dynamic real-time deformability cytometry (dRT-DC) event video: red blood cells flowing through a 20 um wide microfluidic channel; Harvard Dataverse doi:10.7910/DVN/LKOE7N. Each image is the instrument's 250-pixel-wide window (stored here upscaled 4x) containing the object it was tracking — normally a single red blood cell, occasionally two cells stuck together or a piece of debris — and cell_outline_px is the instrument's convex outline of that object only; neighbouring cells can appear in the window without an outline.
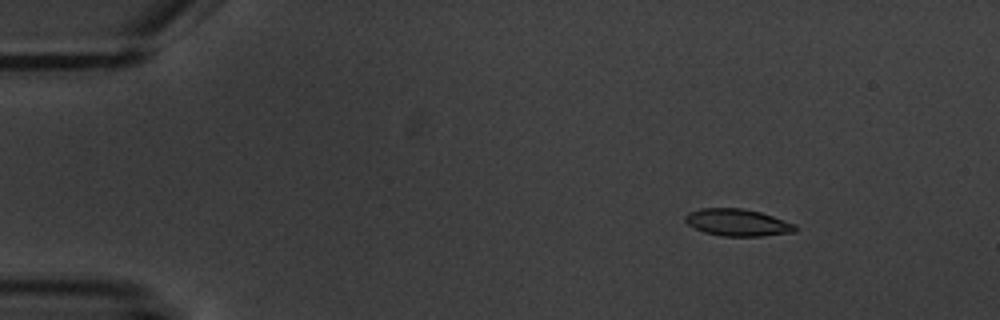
{"species": "common noctule bat (a hibernating species)", "species_latin": "Nyctalus noctula", "temperature_condition": "warm", "stored_images_in_passage": 7, "camera_frame_rate_fps": 3000, "um_per_image_px": 0.085, "animal": {"sex": "male", "body_mass_g": 20.1, "forearm_length_mm": 53.5}, "frame": {"image": 1, "passage_image": 3, "time_ms": 2.333, "image_size_px": [1000, 320], "cell_outline_px": [[796, 232], [760, 236], [720, 236], [704, 232], [688, 224], [684, 220], [684, 216], [688, 212], [700, 208], [744, 208], [760, 212], [796, 224]], "centroid_in_image_um": [62.68, 18.91], "position_along_channel_um": 22.3, "area_um2": 17.4}}
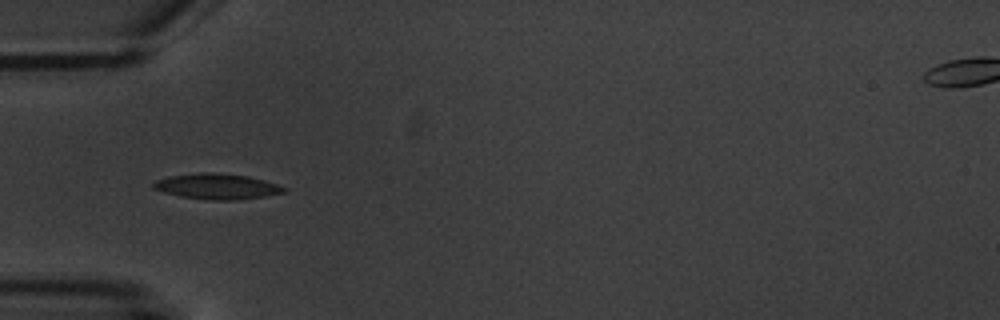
{"frame": {"image": 2, "passage_image": 6, "time_ms": 6.0, "image_size_px": [1000, 320], "cell_outline_px": [[288, 188], [284, 192], [264, 196], [236, 200], [208, 200], [180, 196], [164, 192], [152, 188], [152, 184], [156, 180], [168, 176], [200, 172], [208, 172], [248, 176], [264, 180]], "centroid_in_image_um": [18.41, 15.84], "position_along_channel_um": 66.6, "area_um2": 19.36}}